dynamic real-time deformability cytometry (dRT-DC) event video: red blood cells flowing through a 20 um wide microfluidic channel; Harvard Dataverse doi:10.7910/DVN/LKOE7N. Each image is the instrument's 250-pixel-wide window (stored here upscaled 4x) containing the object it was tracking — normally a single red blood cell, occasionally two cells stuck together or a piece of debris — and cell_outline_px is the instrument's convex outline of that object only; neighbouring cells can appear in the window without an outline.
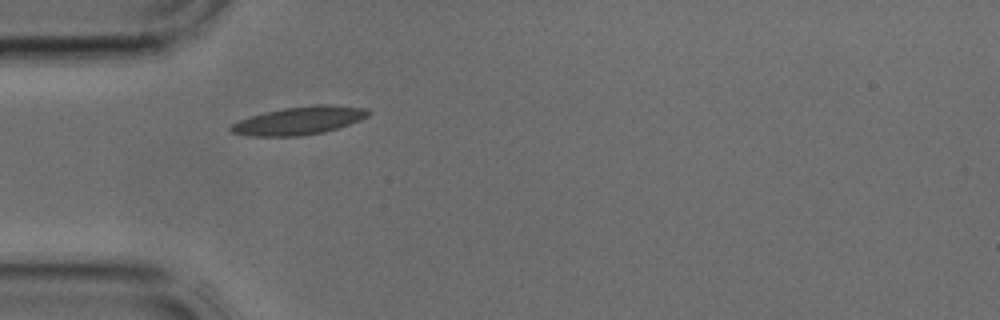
{"species": "common noctule bat (a hibernating species)", "species_latin": "Nyctalus noctula", "temperature_condition": "cold", "stored_images_in_passage": 1, "camera_frame_rate_fps": 3000, "um_per_image_px": 0.085, "animal": {"sex": "male", "body_mass_g": 17.9, "forearm_length_mm": 54.2}, "frame": {"image": 1, "passage_image": 1, "time_ms": 0.0, "image_size_px": [1000, 320], "cell_outline_px": [[372, 112], [368, 116], [360, 120], [324, 132], [300, 136], [248, 136], [232, 132], [228, 128], [232, 124], [240, 120], [264, 112], [284, 108], [316, 104], [332, 104], [364, 108]], "centroid_in_image_um": [25.43, 10.24], "position_along_channel_um": 59.6, "area_um2": 22.37}}